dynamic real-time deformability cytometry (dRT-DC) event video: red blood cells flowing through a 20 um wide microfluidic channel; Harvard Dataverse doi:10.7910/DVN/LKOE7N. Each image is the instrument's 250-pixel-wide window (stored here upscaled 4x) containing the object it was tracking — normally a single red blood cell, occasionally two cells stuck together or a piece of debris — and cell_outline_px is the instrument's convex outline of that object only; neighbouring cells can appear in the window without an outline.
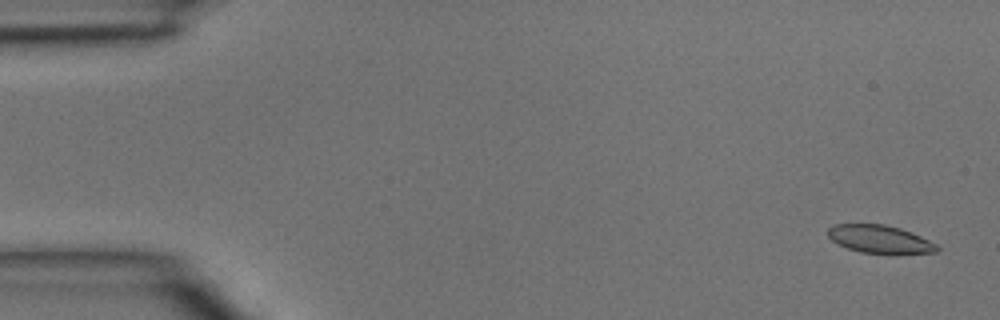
{"species": "common noctule bat (a hibernating species)", "species_latin": "Nyctalus noctula", "temperature_condition": "room temperature", "stored_images_in_passage": 4, "camera_frame_rate_fps": 3000, "um_per_image_px": 0.085, "animal": {"sex": "male", "body_mass_g": 15.6}, "frame": {"image": 1, "passage_image": 1, "time_ms": 0.0, "image_size_px": [1000, 320], "cell_outline_px": [[940, 248], [936, 252], [892, 256], [860, 252], [848, 248], [832, 240], [828, 236], [828, 228], [832, 224], [884, 224], [900, 228], [912, 232], [936, 244]], "centroid_in_image_um": [74.83, 20.37], "position_along_channel_um": 10.2, "area_um2": 18.32}}
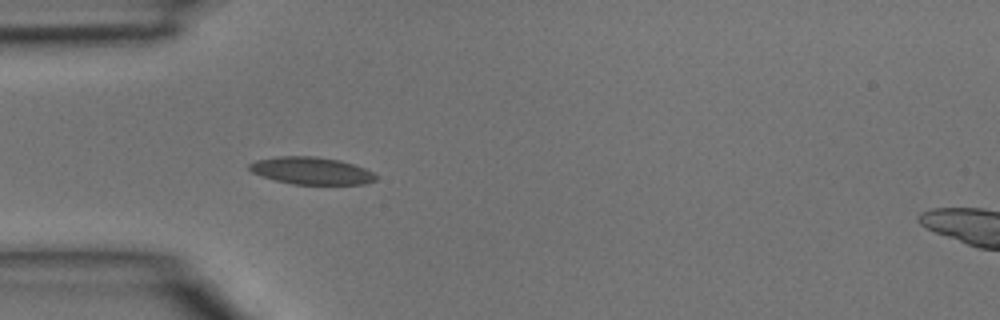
{"frame": {"image": 2, "passage_image": 4, "time_ms": 1.0, "image_size_px": [1000, 320], "cell_outline_px": [[376, 180], [364, 184], [292, 184], [260, 176], [252, 172], [248, 168], [248, 164], [256, 160], [280, 156], [316, 156], [340, 160], [364, 168], [372, 172], [376, 176]], "centroid_in_image_um": [26.44, 14.51], "position_along_channel_um": 58.6, "area_um2": 20.06}}